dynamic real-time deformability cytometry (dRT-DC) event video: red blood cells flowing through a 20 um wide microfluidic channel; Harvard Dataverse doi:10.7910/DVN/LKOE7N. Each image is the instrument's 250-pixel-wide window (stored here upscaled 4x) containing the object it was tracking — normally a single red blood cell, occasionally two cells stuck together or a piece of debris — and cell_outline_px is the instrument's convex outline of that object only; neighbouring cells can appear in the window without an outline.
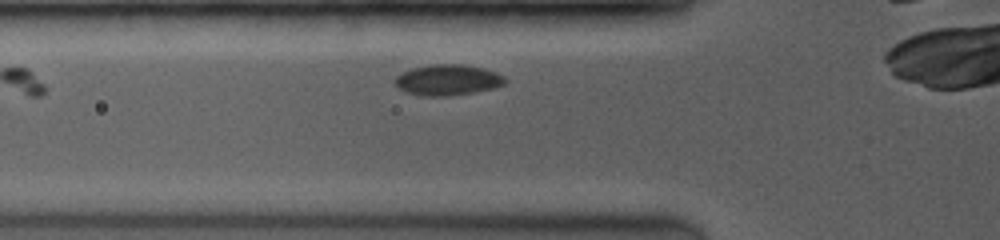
{"species": "common noctule bat (a hibernating species)", "species_latin": "Nyctalus noctula", "temperature_condition": "room temperature", "stored_images_in_passage": 2, "camera_frame_rate_fps": 3500, "um_per_image_px": 0.085, "animal": {"sex": "female", "body_mass_g": 19.0, "forearm_length_mm": 53.3}, "frame": {"image": 1, "passage_image": 2, "time_ms": 1.143, "image_size_px": [1000, 240], "cell_outline_px": [[508, 80], [504, 84], [492, 88], [472, 92], [448, 96], [424, 96], [408, 92], [400, 88], [396, 84], [396, 76], [412, 68], [432, 64], [464, 64], [484, 68], [496, 72], [504, 76]], "centroid_in_image_um": [38.1, 6.78], "position_along_channel_um": 87.7, "area_um2": 19.54}}